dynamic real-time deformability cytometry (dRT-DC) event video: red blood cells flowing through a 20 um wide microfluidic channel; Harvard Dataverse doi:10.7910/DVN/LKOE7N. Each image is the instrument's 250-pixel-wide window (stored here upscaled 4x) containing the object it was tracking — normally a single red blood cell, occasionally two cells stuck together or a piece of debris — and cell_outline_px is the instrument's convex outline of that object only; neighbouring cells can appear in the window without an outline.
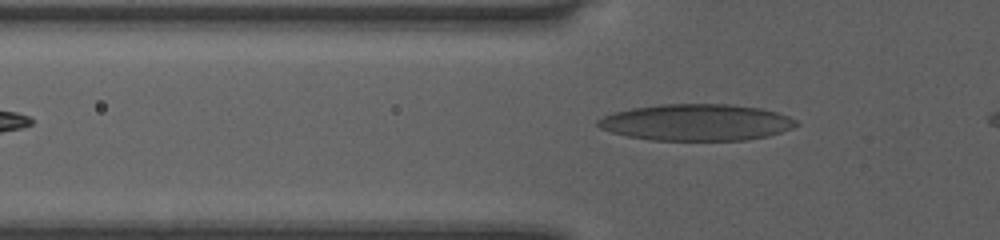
{"species": "human", "species_latin": "Homo sapiens", "temperature_condition": "room temperature", "stored_images_in_passage": 31, "camera_frame_rate_fps": 3000, "um_per_image_px": 0.085, "donor": {"sex": "female"}, "frame": {"image": 1, "passage_image": 2, "time_ms": 0.333, "image_size_px": [1000, 240], "cell_outline_px": [[800, 124], [792, 128], [768, 136], [744, 140], [652, 140], [628, 136], [612, 132], [600, 128], [596, 124], [596, 120], [612, 112], [632, 108], [660, 104], [732, 104], [760, 108], [776, 112], [788, 116], [796, 120]], "centroid_in_image_um": [59.19, 10.4], "position_along_channel_um": 66.6, "area_um2": 42.25}}
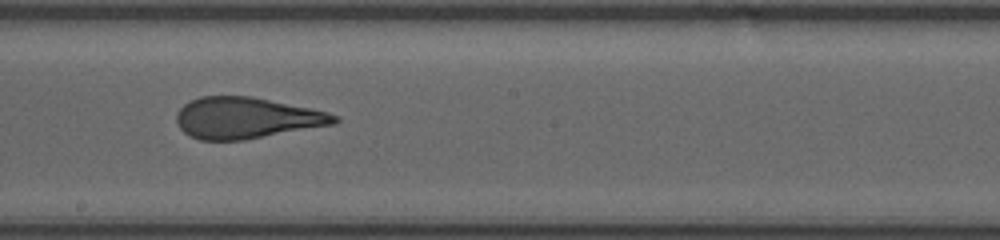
{"frame": {"image": 2, "passage_image": 14, "time_ms": 4.333, "image_size_px": [1000, 240], "cell_outline_px": [[340, 120], [332, 124], [244, 140], [200, 140], [184, 132], [180, 128], [176, 120], [176, 112], [184, 104], [200, 96], [252, 96], [328, 112], [340, 116]], "centroid_in_image_um": [20.92, 10.02], "position_along_channel_um": 227.3, "area_um2": 37.69}}
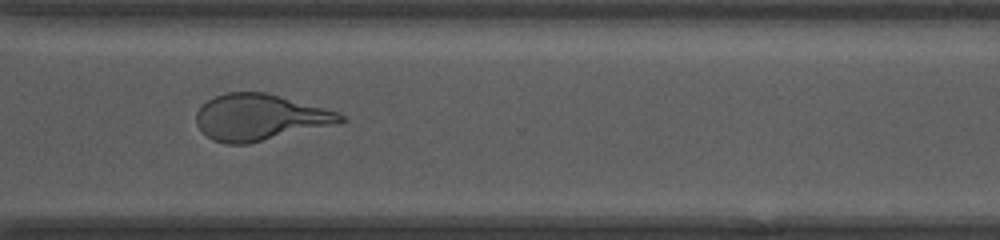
{"frame": {"image": 3, "passage_image": 23, "time_ms": 7.333, "image_size_px": [1000, 240], "cell_outline_px": [[348, 120], [248, 144], [224, 144], [212, 140], [196, 124], [196, 112], [208, 100], [216, 96], [228, 92], [264, 92], [280, 96], [324, 108], [336, 112], [344, 116]], "centroid_in_image_um": [22.03, 9.97], "position_along_channel_um": 348.6, "area_um2": 38.15}}